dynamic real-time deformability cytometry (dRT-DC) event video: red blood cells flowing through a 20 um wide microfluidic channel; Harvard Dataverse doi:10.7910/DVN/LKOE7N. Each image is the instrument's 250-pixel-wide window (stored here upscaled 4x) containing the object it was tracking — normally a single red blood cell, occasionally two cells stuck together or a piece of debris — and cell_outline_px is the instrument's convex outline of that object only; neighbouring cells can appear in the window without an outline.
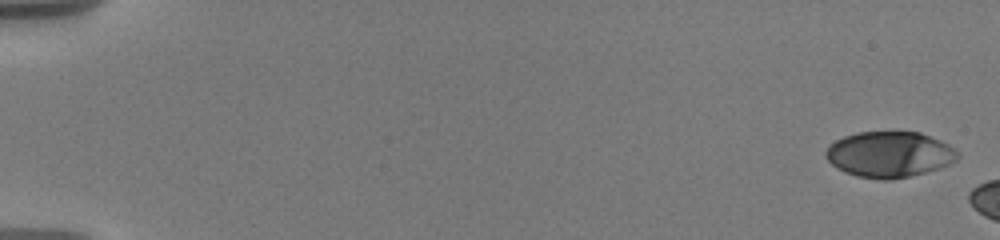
{"species": "human", "species_latin": "Homo sapiens", "temperature_condition": "warm", "stored_images_in_passage": 6, "camera_frame_rate_fps": 3000, "um_per_image_px": 0.085, "donor": {"sex": "male"}, "frame": {"image": 1, "passage_image": 1, "time_ms": 0.0, "image_size_px": [1000, 240], "cell_outline_px": [[960, 156], [956, 160], [940, 168], [892, 180], [880, 180], [856, 176], [844, 172], [836, 168], [828, 160], [824, 152], [836, 140], [844, 136], [856, 132], [920, 132], [940, 140], [948, 144]], "centroid_in_image_um": [75.58, 13.13], "position_along_channel_um": 9.4, "area_um2": 35.08}}